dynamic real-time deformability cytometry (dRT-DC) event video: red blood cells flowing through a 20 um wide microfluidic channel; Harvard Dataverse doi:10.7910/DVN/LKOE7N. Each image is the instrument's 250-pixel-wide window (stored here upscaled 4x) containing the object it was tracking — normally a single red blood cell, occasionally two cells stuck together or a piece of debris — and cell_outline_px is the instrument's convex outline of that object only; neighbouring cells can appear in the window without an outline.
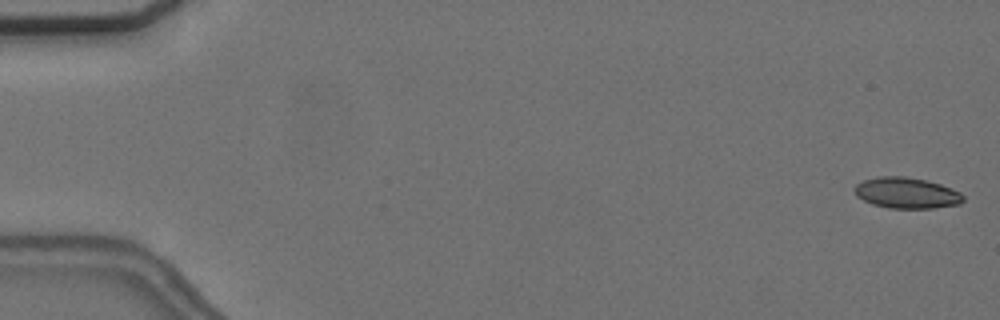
{"species": "common noctule bat (a hibernating species)", "species_latin": "Nyctalus noctula", "temperature_condition": "cold", "stored_images_in_passage": 6, "camera_frame_rate_fps": 3000, "um_per_image_px": 0.085, "animal": {"sex": "female", "body_mass_g": 24.6, "forearm_length_mm": 56.2}, "frame": {"image": 1, "passage_image": 1, "time_ms": 0.0, "image_size_px": [1000, 320], "cell_outline_px": [[964, 200], [960, 204], [936, 208], [888, 208], [872, 204], [856, 196], [852, 188], [856, 184], [864, 180], [880, 176], [904, 176], [924, 180], [940, 184], [952, 188], [960, 192], [964, 196]], "centroid_in_image_um": [77.05, 16.4], "position_along_channel_um": 7.9, "area_um2": 19.71}}
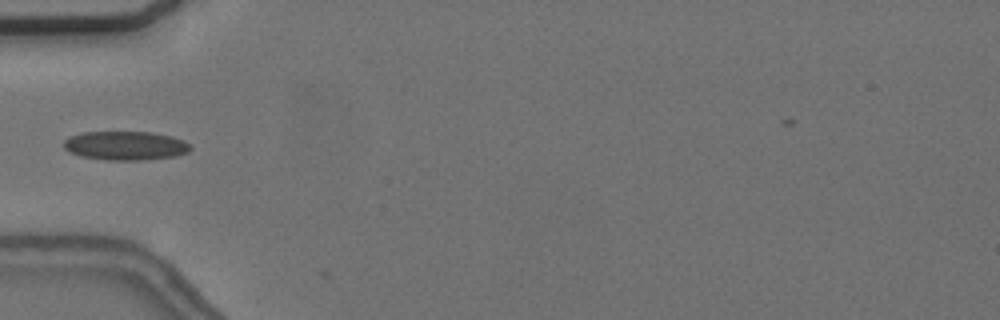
{"frame": {"image": 2, "passage_image": 6, "time_ms": 6.0, "image_size_px": [1000, 320], "cell_outline_px": [[192, 148], [188, 152], [176, 156], [144, 160], [104, 160], [80, 156], [68, 152], [64, 148], [64, 140], [72, 136], [84, 132], [152, 132], [172, 136], [184, 140]], "centroid_in_image_um": [10.67, 12.39], "position_along_channel_um": 74.3, "area_um2": 21.44}}